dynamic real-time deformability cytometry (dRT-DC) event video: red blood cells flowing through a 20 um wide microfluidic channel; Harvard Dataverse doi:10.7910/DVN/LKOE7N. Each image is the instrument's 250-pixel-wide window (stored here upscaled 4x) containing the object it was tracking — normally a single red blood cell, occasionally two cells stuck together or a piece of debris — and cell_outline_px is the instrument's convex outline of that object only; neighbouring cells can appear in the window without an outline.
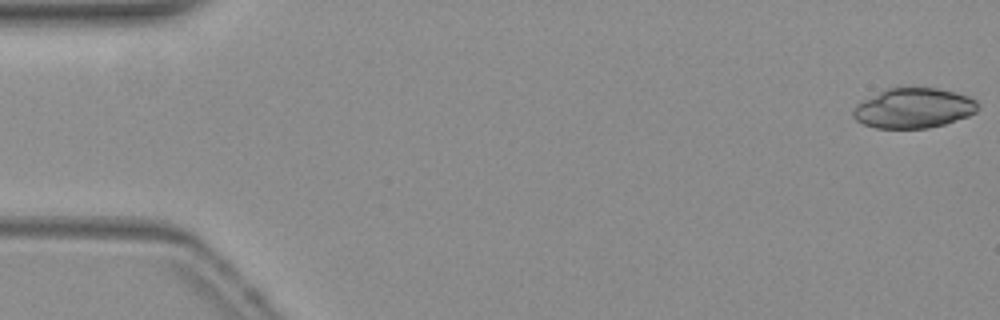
{"species": "common noctule bat (a hibernating species)", "species_latin": "Nyctalus noctula", "temperature_condition": "warm", "stored_images_in_passage": 9, "camera_frame_rate_fps": 3000, "um_per_image_px": 0.085, "animal": {"sex": "female", "body_mass_g": 19.3, "forearm_length_mm": 54.1}, "frame": {"image": 1, "passage_image": 1, "time_ms": 0.0, "image_size_px": [1000, 320], "cell_outline_px": [[976, 112], [968, 116], [944, 124], [924, 128], [876, 128], [864, 124], [856, 120], [852, 116], [852, 112], [864, 100], [884, 88], [936, 88], [956, 92], [968, 96], [976, 100]], "centroid_in_image_um": [77.65, 9.19], "position_along_channel_um": 7.4, "area_um2": 28.73}}